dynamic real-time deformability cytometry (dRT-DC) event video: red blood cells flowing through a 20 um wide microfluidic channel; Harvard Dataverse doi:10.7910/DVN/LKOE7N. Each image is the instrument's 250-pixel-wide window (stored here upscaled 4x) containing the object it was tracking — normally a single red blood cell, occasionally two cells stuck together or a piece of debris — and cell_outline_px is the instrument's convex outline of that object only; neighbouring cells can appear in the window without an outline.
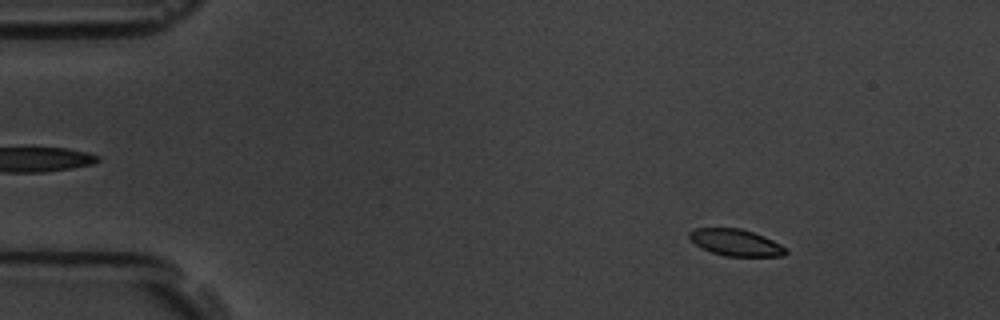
{"species": "common noctule bat (a hibernating species)", "species_latin": "Nyctalus noctula", "temperature_condition": "room temperature", "stored_images_in_passage": 59, "camera_frame_rate_fps": 3000, "um_per_image_px": 0.085, "animal": {"sex": "male", "body_mass_g": 19.5, "forearm_length_mm": 54.6}, "frame": {"image": 1, "passage_image": 8, "time_ms": 2.333, "image_size_px": [1000, 320], "cell_outline_px": [[788, 252], [784, 256], [724, 256], [712, 252], [696, 244], [688, 236], [688, 232], [696, 228], [740, 228], [764, 236], [780, 244]], "centroid_in_image_um": [62.54, 20.61], "position_along_channel_um": 22.5, "area_um2": 14.8}}
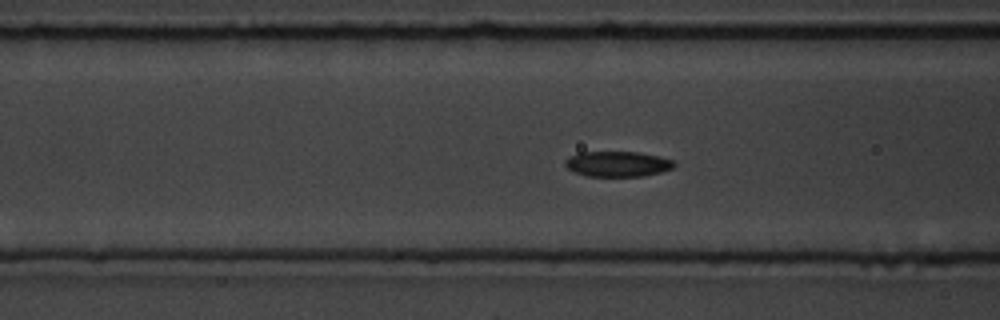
{"frame": {"image": 2, "passage_image": 23, "time_ms": 7.333, "image_size_px": [1000, 320], "cell_outline_px": [[676, 164], [672, 168], [660, 172], [644, 176], [588, 176], [576, 172], [568, 168], [564, 164], [564, 160], [580, 152], [636, 152], [656, 156], [672, 160]], "centroid_in_image_um": [52.48, 13.94], "position_along_channel_um": 114.1, "area_um2": 15.84}}
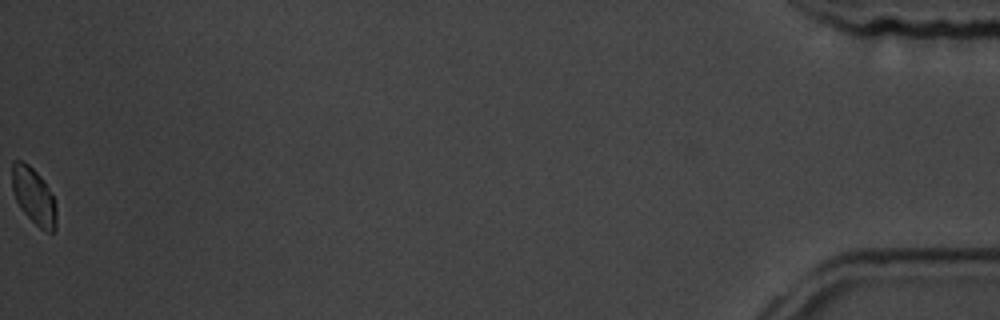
{"frame": {"image": 3, "passage_image": 59, "time_ms": 19.333, "image_size_px": [1000, 320], "cell_outline_px": [[56, 228], [52, 232], [48, 232], [40, 228], [20, 208], [16, 200], [12, 188], [12, 160], [24, 160], [40, 176], [48, 188], [52, 196], [56, 208]], "centroid_in_image_um": [2.85, 16.65], "position_along_channel_um": 432.4, "area_um2": 14.45}, "authors_computed_cell_mechanics": {"area_um2": 15.6638, "velocity_mm_per_s": 3.4981, "shape_relaxation_time_tau1_ms": 2.8003, "shape_relaxation_time_tau2_ms": 2.2141, "deformation_change_tau1": 0.0847, "deformation_change_tau2": 0.0422}}